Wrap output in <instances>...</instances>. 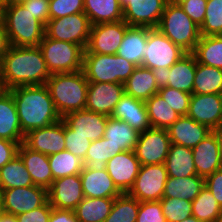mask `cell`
I'll list each match as a JSON object with an SVG mask.
<instances>
[{
  "mask_svg": "<svg viewBox=\"0 0 222 222\" xmlns=\"http://www.w3.org/2000/svg\"><path fill=\"white\" fill-rule=\"evenodd\" d=\"M128 27L124 20L92 25L86 50L96 54H116Z\"/></svg>",
  "mask_w": 222,
  "mask_h": 222,
  "instance_id": "cell-14",
  "label": "cell"
},
{
  "mask_svg": "<svg viewBox=\"0 0 222 222\" xmlns=\"http://www.w3.org/2000/svg\"><path fill=\"white\" fill-rule=\"evenodd\" d=\"M17 155L21 158L24 166L32 177L34 185L48 190L54 180L48 156L31 150L24 143L19 145Z\"/></svg>",
  "mask_w": 222,
  "mask_h": 222,
  "instance_id": "cell-25",
  "label": "cell"
},
{
  "mask_svg": "<svg viewBox=\"0 0 222 222\" xmlns=\"http://www.w3.org/2000/svg\"><path fill=\"white\" fill-rule=\"evenodd\" d=\"M84 12V0H49L50 19Z\"/></svg>",
  "mask_w": 222,
  "mask_h": 222,
  "instance_id": "cell-46",
  "label": "cell"
},
{
  "mask_svg": "<svg viewBox=\"0 0 222 222\" xmlns=\"http://www.w3.org/2000/svg\"><path fill=\"white\" fill-rule=\"evenodd\" d=\"M149 27L129 26L116 54L136 66H142L144 49L147 48Z\"/></svg>",
  "mask_w": 222,
  "mask_h": 222,
  "instance_id": "cell-28",
  "label": "cell"
},
{
  "mask_svg": "<svg viewBox=\"0 0 222 222\" xmlns=\"http://www.w3.org/2000/svg\"><path fill=\"white\" fill-rule=\"evenodd\" d=\"M48 160L54 180L80 174L84 168V160L68 150L52 154Z\"/></svg>",
  "mask_w": 222,
  "mask_h": 222,
  "instance_id": "cell-39",
  "label": "cell"
},
{
  "mask_svg": "<svg viewBox=\"0 0 222 222\" xmlns=\"http://www.w3.org/2000/svg\"><path fill=\"white\" fill-rule=\"evenodd\" d=\"M170 138L167 129L149 128L141 132L133 150L140 165H157L165 163Z\"/></svg>",
  "mask_w": 222,
  "mask_h": 222,
  "instance_id": "cell-11",
  "label": "cell"
},
{
  "mask_svg": "<svg viewBox=\"0 0 222 222\" xmlns=\"http://www.w3.org/2000/svg\"><path fill=\"white\" fill-rule=\"evenodd\" d=\"M52 208L47 201L43 206L17 215L16 218L18 222H48Z\"/></svg>",
  "mask_w": 222,
  "mask_h": 222,
  "instance_id": "cell-51",
  "label": "cell"
},
{
  "mask_svg": "<svg viewBox=\"0 0 222 222\" xmlns=\"http://www.w3.org/2000/svg\"><path fill=\"white\" fill-rule=\"evenodd\" d=\"M164 164L168 177L179 178L197 175L191 148L171 143Z\"/></svg>",
  "mask_w": 222,
  "mask_h": 222,
  "instance_id": "cell-31",
  "label": "cell"
},
{
  "mask_svg": "<svg viewBox=\"0 0 222 222\" xmlns=\"http://www.w3.org/2000/svg\"><path fill=\"white\" fill-rule=\"evenodd\" d=\"M147 48L144 50L142 66L150 69L170 68L187 54L157 28L148 31Z\"/></svg>",
  "mask_w": 222,
  "mask_h": 222,
  "instance_id": "cell-9",
  "label": "cell"
},
{
  "mask_svg": "<svg viewBox=\"0 0 222 222\" xmlns=\"http://www.w3.org/2000/svg\"><path fill=\"white\" fill-rule=\"evenodd\" d=\"M91 142L92 141L81 134H76V132L65 123V150L85 160Z\"/></svg>",
  "mask_w": 222,
  "mask_h": 222,
  "instance_id": "cell-47",
  "label": "cell"
},
{
  "mask_svg": "<svg viewBox=\"0 0 222 222\" xmlns=\"http://www.w3.org/2000/svg\"><path fill=\"white\" fill-rule=\"evenodd\" d=\"M115 198H87L73 210L78 222H104L110 214Z\"/></svg>",
  "mask_w": 222,
  "mask_h": 222,
  "instance_id": "cell-34",
  "label": "cell"
},
{
  "mask_svg": "<svg viewBox=\"0 0 222 222\" xmlns=\"http://www.w3.org/2000/svg\"><path fill=\"white\" fill-rule=\"evenodd\" d=\"M125 94L135 99L147 101L157 94L159 88L155 81L153 70L143 66H137L131 76L124 83Z\"/></svg>",
  "mask_w": 222,
  "mask_h": 222,
  "instance_id": "cell-30",
  "label": "cell"
},
{
  "mask_svg": "<svg viewBox=\"0 0 222 222\" xmlns=\"http://www.w3.org/2000/svg\"><path fill=\"white\" fill-rule=\"evenodd\" d=\"M193 94H222V69L197 63Z\"/></svg>",
  "mask_w": 222,
  "mask_h": 222,
  "instance_id": "cell-37",
  "label": "cell"
},
{
  "mask_svg": "<svg viewBox=\"0 0 222 222\" xmlns=\"http://www.w3.org/2000/svg\"><path fill=\"white\" fill-rule=\"evenodd\" d=\"M23 143L47 156L62 152L65 150V122L61 119L47 127L32 130L25 135Z\"/></svg>",
  "mask_w": 222,
  "mask_h": 222,
  "instance_id": "cell-15",
  "label": "cell"
},
{
  "mask_svg": "<svg viewBox=\"0 0 222 222\" xmlns=\"http://www.w3.org/2000/svg\"><path fill=\"white\" fill-rule=\"evenodd\" d=\"M80 178L84 197L116 198L122 194L106 169L97 171L84 167L80 173Z\"/></svg>",
  "mask_w": 222,
  "mask_h": 222,
  "instance_id": "cell-26",
  "label": "cell"
},
{
  "mask_svg": "<svg viewBox=\"0 0 222 222\" xmlns=\"http://www.w3.org/2000/svg\"><path fill=\"white\" fill-rule=\"evenodd\" d=\"M4 212L20 215L43 206L48 201L46 188L32 185L2 190Z\"/></svg>",
  "mask_w": 222,
  "mask_h": 222,
  "instance_id": "cell-13",
  "label": "cell"
},
{
  "mask_svg": "<svg viewBox=\"0 0 222 222\" xmlns=\"http://www.w3.org/2000/svg\"><path fill=\"white\" fill-rule=\"evenodd\" d=\"M0 222H18L17 218L15 215L8 214V213H3L0 216Z\"/></svg>",
  "mask_w": 222,
  "mask_h": 222,
  "instance_id": "cell-57",
  "label": "cell"
},
{
  "mask_svg": "<svg viewBox=\"0 0 222 222\" xmlns=\"http://www.w3.org/2000/svg\"><path fill=\"white\" fill-rule=\"evenodd\" d=\"M124 94L123 83L89 82L85 109L110 117Z\"/></svg>",
  "mask_w": 222,
  "mask_h": 222,
  "instance_id": "cell-16",
  "label": "cell"
},
{
  "mask_svg": "<svg viewBox=\"0 0 222 222\" xmlns=\"http://www.w3.org/2000/svg\"><path fill=\"white\" fill-rule=\"evenodd\" d=\"M216 36L219 37L220 39H222V29Z\"/></svg>",
  "mask_w": 222,
  "mask_h": 222,
  "instance_id": "cell-65",
  "label": "cell"
},
{
  "mask_svg": "<svg viewBox=\"0 0 222 222\" xmlns=\"http://www.w3.org/2000/svg\"><path fill=\"white\" fill-rule=\"evenodd\" d=\"M9 91L13 95L24 136L62 119L46 85L17 86Z\"/></svg>",
  "mask_w": 222,
  "mask_h": 222,
  "instance_id": "cell-2",
  "label": "cell"
},
{
  "mask_svg": "<svg viewBox=\"0 0 222 222\" xmlns=\"http://www.w3.org/2000/svg\"><path fill=\"white\" fill-rule=\"evenodd\" d=\"M214 222H222V213L218 216V218Z\"/></svg>",
  "mask_w": 222,
  "mask_h": 222,
  "instance_id": "cell-64",
  "label": "cell"
},
{
  "mask_svg": "<svg viewBox=\"0 0 222 222\" xmlns=\"http://www.w3.org/2000/svg\"><path fill=\"white\" fill-rule=\"evenodd\" d=\"M207 0H187L180 7L200 27L205 19Z\"/></svg>",
  "mask_w": 222,
  "mask_h": 222,
  "instance_id": "cell-49",
  "label": "cell"
},
{
  "mask_svg": "<svg viewBox=\"0 0 222 222\" xmlns=\"http://www.w3.org/2000/svg\"><path fill=\"white\" fill-rule=\"evenodd\" d=\"M88 83L82 70L51 74L45 85L61 118L71 112L85 109Z\"/></svg>",
  "mask_w": 222,
  "mask_h": 222,
  "instance_id": "cell-3",
  "label": "cell"
},
{
  "mask_svg": "<svg viewBox=\"0 0 222 222\" xmlns=\"http://www.w3.org/2000/svg\"><path fill=\"white\" fill-rule=\"evenodd\" d=\"M50 76L39 46H10L0 64V85L4 90L45 85Z\"/></svg>",
  "mask_w": 222,
  "mask_h": 222,
  "instance_id": "cell-1",
  "label": "cell"
},
{
  "mask_svg": "<svg viewBox=\"0 0 222 222\" xmlns=\"http://www.w3.org/2000/svg\"><path fill=\"white\" fill-rule=\"evenodd\" d=\"M26 10H29L35 19L40 21L44 26L50 20L49 0H25L21 2Z\"/></svg>",
  "mask_w": 222,
  "mask_h": 222,
  "instance_id": "cell-50",
  "label": "cell"
},
{
  "mask_svg": "<svg viewBox=\"0 0 222 222\" xmlns=\"http://www.w3.org/2000/svg\"><path fill=\"white\" fill-rule=\"evenodd\" d=\"M111 146L108 139L102 137L92 141L87 150L84 167L101 171L106 169V163L111 158Z\"/></svg>",
  "mask_w": 222,
  "mask_h": 222,
  "instance_id": "cell-42",
  "label": "cell"
},
{
  "mask_svg": "<svg viewBox=\"0 0 222 222\" xmlns=\"http://www.w3.org/2000/svg\"><path fill=\"white\" fill-rule=\"evenodd\" d=\"M19 145L18 142L0 138V169L17 155Z\"/></svg>",
  "mask_w": 222,
  "mask_h": 222,
  "instance_id": "cell-53",
  "label": "cell"
},
{
  "mask_svg": "<svg viewBox=\"0 0 222 222\" xmlns=\"http://www.w3.org/2000/svg\"><path fill=\"white\" fill-rule=\"evenodd\" d=\"M84 13L92 25L123 20L119 0H84Z\"/></svg>",
  "mask_w": 222,
  "mask_h": 222,
  "instance_id": "cell-32",
  "label": "cell"
},
{
  "mask_svg": "<svg viewBox=\"0 0 222 222\" xmlns=\"http://www.w3.org/2000/svg\"><path fill=\"white\" fill-rule=\"evenodd\" d=\"M129 26L156 28L167 0H119Z\"/></svg>",
  "mask_w": 222,
  "mask_h": 222,
  "instance_id": "cell-12",
  "label": "cell"
},
{
  "mask_svg": "<svg viewBox=\"0 0 222 222\" xmlns=\"http://www.w3.org/2000/svg\"><path fill=\"white\" fill-rule=\"evenodd\" d=\"M32 185H34L32 177L18 155L0 169L1 190Z\"/></svg>",
  "mask_w": 222,
  "mask_h": 222,
  "instance_id": "cell-36",
  "label": "cell"
},
{
  "mask_svg": "<svg viewBox=\"0 0 222 222\" xmlns=\"http://www.w3.org/2000/svg\"><path fill=\"white\" fill-rule=\"evenodd\" d=\"M140 162L134 151H123L106 163L107 173L121 193H128L138 175Z\"/></svg>",
  "mask_w": 222,
  "mask_h": 222,
  "instance_id": "cell-20",
  "label": "cell"
},
{
  "mask_svg": "<svg viewBox=\"0 0 222 222\" xmlns=\"http://www.w3.org/2000/svg\"><path fill=\"white\" fill-rule=\"evenodd\" d=\"M91 22L84 12L65 17L50 19L45 25V35L53 40H60L81 45L86 49Z\"/></svg>",
  "mask_w": 222,
  "mask_h": 222,
  "instance_id": "cell-8",
  "label": "cell"
},
{
  "mask_svg": "<svg viewBox=\"0 0 222 222\" xmlns=\"http://www.w3.org/2000/svg\"><path fill=\"white\" fill-rule=\"evenodd\" d=\"M84 198L80 174L53 180L48 201L53 208L74 210Z\"/></svg>",
  "mask_w": 222,
  "mask_h": 222,
  "instance_id": "cell-18",
  "label": "cell"
},
{
  "mask_svg": "<svg viewBox=\"0 0 222 222\" xmlns=\"http://www.w3.org/2000/svg\"><path fill=\"white\" fill-rule=\"evenodd\" d=\"M162 213L167 222H181L192 215V202L186 199L162 197Z\"/></svg>",
  "mask_w": 222,
  "mask_h": 222,
  "instance_id": "cell-43",
  "label": "cell"
},
{
  "mask_svg": "<svg viewBox=\"0 0 222 222\" xmlns=\"http://www.w3.org/2000/svg\"><path fill=\"white\" fill-rule=\"evenodd\" d=\"M48 222H78L73 210L52 208Z\"/></svg>",
  "mask_w": 222,
  "mask_h": 222,
  "instance_id": "cell-54",
  "label": "cell"
},
{
  "mask_svg": "<svg viewBox=\"0 0 222 222\" xmlns=\"http://www.w3.org/2000/svg\"><path fill=\"white\" fill-rule=\"evenodd\" d=\"M168 178L165 164L141 165L128 195L140 202L160 201Z\"/></svg>",
  "mask_w": 222,
  "mask_h": 222,
  "instance_id": "cell-10",
  "label": "cell"
},
{
  "mask_svg": "<svg viewBox=\"0 0 222 222\" xmlns=\"http://www.w3.org/2000/svg\"><path fill=\"white\" fill-rule=\"evenodd\" d=\"M25 0H7V3H21Z\"/></svg>",
  "mask_w": 222,
  "mask_h": 222,
  "instance_id": "cell-63",
  "label": "cell"
},
{
  "mask_svg": "<svg viewBox=\"0 0 222 222\" xmlns=\"http://www.w3.org/2000/svg\"><path fill=\"white\" fill-rule=\"evenodd\" d=\"M181 222H202V221L198 220L195 216L191 215Z\"/></svg>",
  "mask_w": 222,
  "mask_h": 222,
  "instance_id": "cell-59",
  "label": "cell"
},
{
  "mask_svg": "<svg viewBox=\"0 0 222 222\" xmlns=\"http://www.w3.org/2000/svg\"><path fill=\"white\" fill-rule=\"evenodd\" d=\"M0 138L19 144L23 143L25 138L13 95L4 89L0 91Z\"/></svg>",
  "mask_w": 222,
  "mask_h": 222,
  "instance_id": "cell-24",
  "label": "cell"
},
{
  "mask_svg": "<svg viewBox=\"0 0 222 222\" xmlns=\"http://www.w3.org/2000/svg\"><path fill=\"white\" fill-rule=\"evenodd\" d=\"M170 72V68H156L153 69V74L158 88L168 86L167 73Z\"/></svg>",
  "mask_w": 222,
  "mask_h": 222,
  "instance_id": "cell-56",
  "label": "cell"
},
{
  "mask_svg": "<svg viewBox=\"0 0 222 222\" xmlns=\"http://www.w3.org/2000/svg\"><path fill=\"white\" fill-rule=\"evenodd\" d=\"M193 161L197 175L204 179L222 168V154L219 137L212 131L193 149Z\"/></svg>",
  "mask_w": 222,
  "mask_h": 222,
  "instance_id": "cell-19",
  "label": "cell"
},
{
  "mask_svg": "<svg viewBox=\"0 0 222 222\" xmlns=\"http://www.w3.org/2000/svg\"><path fill=\"white\" fill-rule=\"evenodd\" d=\"M140 201L122 193L114 199L110 214L104 222H136Z\"/></svg>",
  "mask_w": 222,
  "mask_h": 222,
  "instance_id": "cell-41",
  "label": "cell"
},
{
  "mask_svg": "<svg viewBox=\"0 0 222 222\" xmlns=\"http://www.w3.org/2000/svg\"><path fill=\"white\" fill-rule=\"evenodd\" d=\"M221 213V206L209 189L204 186L192 201V215L202 222H214Z\"/></svg>",
  "mask_w": 222,
  "mask_h": 222,
  "instance_id": "cell-40",
  "label": "cell"
},
{
  "mask_svg": "<svg viewBox=\"0 0 222 222\" xmlns=\"http://www.w3.org/2000/svg\"><path fill=\"white\" fill-rule=\"evenodd\" d=\"M0 19L11 46H38L45 36V26L21 3H7Z\"/></svg>",
  "mask_w": 222,
  "mask_h": 222,
  "instance_id": "cell-4",
  "label": "cell"
},
{
  "mask_svg": "<svg viewBox=\"0 0 222 222\" xmlns=\"http://www.w3.org/2000/svg\"><path fill=\"white\" fill-rule=\"evenodd\" d=\"M205 19L199 27L201 36L217 35L222 29V0H207Z\"/></svg>",
  "mask_w": 222,
  "mask_h": 222,
  "instance_id": "cell-44",
  "label": "cell"
},
{
  "mask_svg": "<svg viewBox=\"0 0 222 222\" xmlns=\"http://www.w3.org/2000/svg\"><path fill=\"white\" fill-rule=\"evenodd\" d=\"M187 116L215 131L222 125V94H192Z\"/></svg>",
  "mask_w": 222,
  "mask_h": 222,
  "instance_id": "cell-17",
  "label": "cell"
},
{
  "mask_svg": "<svg viewBox=\"0 0 222 222\" xmlns=\"http://www.w3.org/2000/svg\"><path fill=\"white\" fill-rule=\"evenodd\" d=\"M136 67L117 54L104 55L84 50L82 71L88 82L124 84Z\"/></svg>",
  "mask_w": 222,
  "mask_h": 222,
  "instance_id": "cell-5",
  "label": "cell"
},
{
  "mask_svg": "<svg viewBox=\"0 0 222 222\" xmlns=\"http://www.w3.org/2000/svg\"><path fill=\"white\" fill-rule=\"evenodd\" d=\"M145 106L152 128L167 129L180 117L158 93L145 101Z\"/></svg>",
  "mask_w": 222,
  "mask_h": 222,
  "instance_id": "cell-35",
  "label": "cell"
},
{
  "mask_svg": "<svg viewBox=\"0 0 222 222\" xmlns=\"http://www.w3.org/2000/svg\"><path fill=\"white\" fill-rule=\"evenodd\" d=\"M38 46L50 74L82 70L85 49L81 45L53 40L45 35Z\"/></svg>",
  "mask_w": 222,
  "mask_h": 222,
  "instance_id": "cell-7",
  "label": "cell"
},
{
  "mask_svg": "<svg viewBox=\"0 0 222 222\" xmlns=\"http://www.w3.org/2000/svg\"><path fill=\"white\" fill-rule=\"evenodd\" d=\"M4 213V208H3V195H2V190L0 189V216Z\"/></svg>",
  "mask_w": 222,
  "mask_h": 222,
  "instance_id": "cell-60",
  "label": "cell"
},
{
  "mask_svg": "<svg viewBox=\"0 0 222 222\" xmlns=\"http://www.w3.org/2000/svg\"><path fill=\"white\" fill-rule=\"evenodd\" d=\"M204 180L205 186L213 194L222 208V168L216 170L213 174L206 177Z\"/></svg>",
  "mask_w": 222,
  "mask_h": 222,
  "instance_id": "cell-52",
  "label": "cell"
},
{
  "mask_svg": "<svg viewBox=\"0 0 222 222\" xmlns=\"http://www.w3.org/2000/svg\"><path fill=\"white\" fill-rule=\"evenodd\" d=\"M158 94L180 116L187 115L189 104H190V98L192 94H189L181 90H176L168 86L159 88Z\"/></svg>",
  "mask_w": 222,
  "mask_h": 222,
  "instance_id": "cell-45",
  "label": "cell"
},
{
  "mask_svg": "<svg viewBox=\"0 0 222 222\" xmlns=\"http://www.w3.org/2000/svg\"><path fill=\"white\" fill-rule=\"evenodd\" d=\"M110 117L126 122L139 133L151 128L145 102L127 94L120 98Z\"/></svg>",
  "mask_w": 222,
  "mask_h": 222,
  "instance_id": "cell-23",
  "label": "cell"
},
{
  "mask_svg": "<svg viewBox=\"0 0 222 222\" xmlns=\"http://www.w3.org/2000/svg\"><path fill=\"white\" fill-rule=\"evenodd\" d=\"M197 61L192 53H187L170 67L167 73L168 87L193 94V84Z\"/></svg>",
  "mask_w": 222,
  "mask_h": 222,
  "instance_id": "cell-29",
  "label": "cell"
},
{
  "mask_svg": "<svg viewBox=\"0 0 222 222\" xmlns=\"http://www.w3.org/2000/svg\"><path fill=\"white\" fill-rule=\"evenodd\" d=\"M10 42L8 38V34L6 32L5 25L3 21L0 19V64L3 56L6 54L7 50L10 48Z\"/></svg>",
  "mask_w": 222,
  "mask_h": 222,
  "instance_id": "cell-55",
  "label": "cell"
},
{
  "mask_svg": "<svg viewBox=\"0 0 222 222\" xmlns=\"http://www.w3.org/2000/svg\"><path fill=\"white\" fill-rule=\"evenodd\" d=\"M139 134L126 122L108 117L103 137L108 139L111 146V158L123 151H133Z\"/></svg>",
  "mask_w": 222,
  "mask_h": 222,
  "instance_id": "cell-27",
  "label": "cell"
},
{
  "mask_svg": "<svg viewBox=\"0 0 222 222\" xmlns=\"http://www.w3.org/2000/svg\"><path fill=\"white\" fill-rule=\"evenodd\" d=\"M205 186V180L199 175L189 177H168L163 197L180 198L193 201Z\"/></svg>",
  "mask_w": 222,
  "mask_h": 222,
  "instance_id": "cell-33",
  "label": "cell"
},
{
  "mask_svg": "<svg viewBox=\"0 0 222 222\" xmlns=\"http://www.w3.org/2000/svg\"><path fill=\"white\" fill-rule=\"evenodd\" d=\"M136 222H167L160 201L140 202Z\"/></svg>",
  "mask_w": 222,
  "mask_h": 222,
  "instance_id": "cell-48",
  "label": "cell"
},
{
  "mask_svg": "<svg viewBox=\"0 0 222 222\" xmlns=\"http://www.w3.org/2000/svg\"><path fill=\"white\" fill-rule=\"evenodd\" d=\"M170 142L193 149L212 130L196 122L191 117L180 116L169 128H167Z\"/></svg>",
  "mask_w": 222,
  "mask_h": 222,
  "instance_id": "cell-22",
  "label": "cell"
},
{
  "mask_svg": "<svg viewBox=\"0 0 222 222\" xmlns=\"http://www.w3.org/2000/svg\"><path fill=\"white\" fill-rule=\"evenodd\" d=\"M218 137H219V140H220V145H221V154H222V125L215 130Z\"/></svg>",
  "mask_w": 222,
  "mask_h": 222,
  "instance_id": "cell-58",
  "label": "cell"
},
{
  "mask_svg": "<svg viewBox=\"0 0 222 222\" xmlns=\"http://www.w3.org/2000/svg\"><path fill=\"white\" fill-rule=\"evenodd\" d=\"M108 117L87 109L78 110L65 115L62 120L76 132L95 141L104 136Z\"/></svg>",
  "mask_w": 222,
  "mask_h": 222,
  "instance_id": "cell-21",
  "label": "cell"
},
{
  "mask_svg": "<svg viewBox=\"0 0 222 222\" xmlns=\"http://www.w3.org/2000/svg\"><path fill=\"white\" fill-rule=\"evenodd\" d=\"M192 54L197 63L222 69V39L216 35L200 36Z\"/></svg>",
  "mask_w": 222,
  "mask_h": 222,
  "instance_id": "cell-38",
  "label": "cell"
},
{
  "mask_svg": "<svg viewBox=\"0 0 222 222\" xmlns=\"http://www.w3.org/2000/svg\"><path fill=\"white\" fill-rule=\"evenodd\" d=\"M7 0H0V15L3 11V8L6 6Z\"/></svg>",
  "mask_w": 222,
  "mask_h": 222,
  "instance_id": "cell-62",
  "label": "cell"
},
{
  "mask_svg": "<svg viewBox=\"0 0 222 222\" xmlns=\"http://www.w3.org/2000/svg\"><path fill=\"white\" fill-rule=\"evenodd\" d=\"M169 3H172L174 5H181L183 3H185L187 0H167Z\"/></svg>",
  "mask_w": 222,
  "mask_h": 222,
  "instance_id": "cell-61",
  "label": "cell"
},
{
  "mask_svg": "<svg viewBox=\"0 0 222 222\" xmlns=\"http://www.w3.org/2000/svg\"><path fill=\"white\" fill-rule=\"evenodd\" d=\"M156 28L187 53L194 51L201 36L199 27L183 9L169 2Z\"/></svg>",
  "mask_w": 222,
  "mask_h": 222,
  "instance_id": "cell-6",
  "label": "cell"
}]
</instances>
